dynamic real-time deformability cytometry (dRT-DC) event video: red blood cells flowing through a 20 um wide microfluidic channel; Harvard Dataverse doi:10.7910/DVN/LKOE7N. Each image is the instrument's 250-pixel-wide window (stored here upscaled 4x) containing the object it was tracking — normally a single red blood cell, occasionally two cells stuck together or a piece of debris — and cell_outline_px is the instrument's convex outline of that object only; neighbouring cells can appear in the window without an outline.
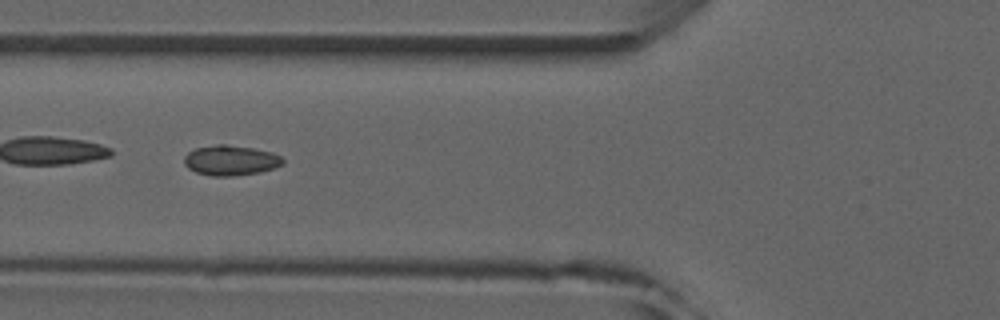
{"species": "common noctule bat (a hibernating species)", "species_latin": "Nyctalus noctula", "temperature_condition": "room temperature", "stored_images_in_passage": 10, "camera_frame_rate_fps": 3000, "um_per_image_px": 0.085, "animal": {"sex": "male", "forearm_length_mm": 52.5}, "frame": {"image": 1, "passage_image": 5, "time_ms": 5.333, "image_size_px": [1000, 320], "cell_outline_px": [[284, 164], [260, 172], [236, 176], [212, 176], [196, 172], [188, 168], [184, 164], [184, 156], [188, 152], [196, 148], [216, 144], [224, 144], [252, 148], [272, 152], [280, 156], [284, 160]], "centroid_in_image_um": [19.59, 13.63], "position_along_channel_um": 106.2, "area_um2": 17.34}}
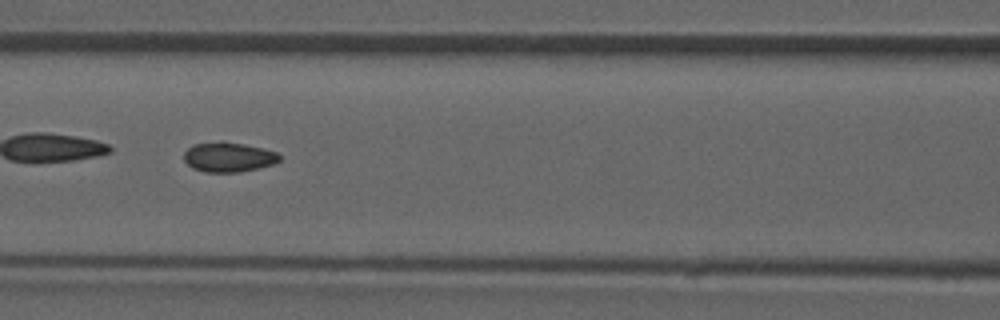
{"frame": {"image": 2, "passage_image": 6, "time_ms": 6.333, "image_size_px": [1000, 320], "cell_outline_px": [[280, 160], [276, 164], [240, 172], [204, 172], [192, 168], [184, 160], [184, 152], [192, 144], [220, 140], [224, 140], [264, 148], [276, 152], [280, 156]], "centroid_in_image_um": [19.42, 13.33], "position_along_channel_um": 147.2, "area_um2": 16.94}}